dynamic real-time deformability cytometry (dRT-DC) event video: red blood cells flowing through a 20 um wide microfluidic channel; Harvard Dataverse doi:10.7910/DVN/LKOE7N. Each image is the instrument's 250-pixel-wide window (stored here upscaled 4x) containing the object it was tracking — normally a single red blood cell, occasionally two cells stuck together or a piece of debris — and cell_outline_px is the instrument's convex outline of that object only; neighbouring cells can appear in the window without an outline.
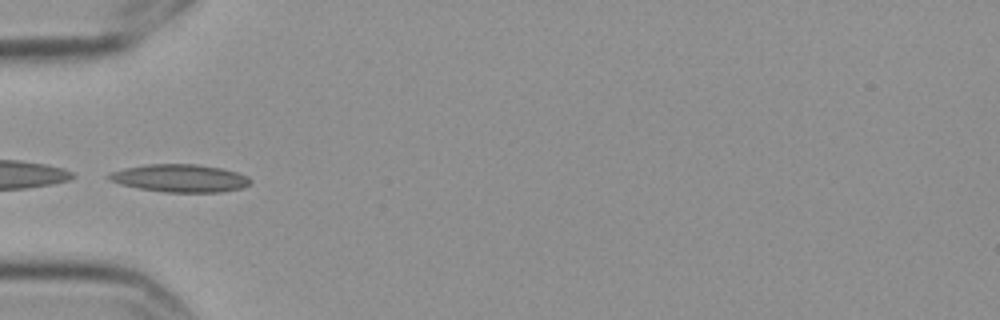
{"species": "Egyptian fruit bat (a non-hibernating species)", "species_latin": "Rousettus aegyptiacus", "temperature_condition": "cold", "stored_images_in_passage": 5, "camera_frame_rate_fps": 3000, "um_per_image_px": 0.085, "frame": {"image": 1, "passage_image": 5, "time_ms": 1.333, "image_size_px": [1000, 320], "cell_outline_px": [[252, 180], [248, 184], [240, 188], [220, 192], [164, 192], [140, 188], [120, 184], [108, 180], [108, 172], [124, 168], [148, 164], [196, 164], [220, 168], [236, 172], [248, 176]], "centroid_in_image_um": [15.26, 15.14], "position_along_channel_um": 69.7, "area_um2": 22.77}}